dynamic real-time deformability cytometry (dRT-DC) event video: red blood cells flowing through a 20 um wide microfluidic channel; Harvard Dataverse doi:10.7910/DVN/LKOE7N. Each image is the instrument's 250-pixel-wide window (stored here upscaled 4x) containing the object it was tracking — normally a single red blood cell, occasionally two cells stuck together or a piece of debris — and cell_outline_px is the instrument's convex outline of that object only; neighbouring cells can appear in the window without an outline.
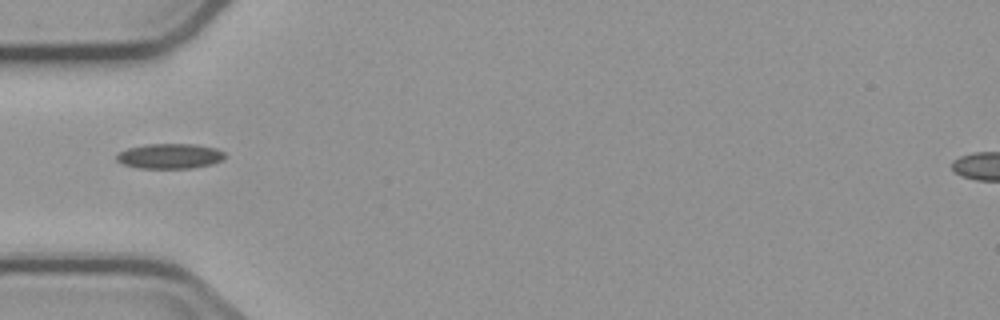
{"species": "common noctule bat (a hibernating species)", "species_latin": "Nyctalus noctula", "temperature_condition": "cold", "stored_images_in_passage": 6, "camera_frame_rate_fps": 3000, "um_per_image_px": 0.085, "animal": {"sex": "male", "body_mass_g": 23.1, "forearm_length_mm": 52.7}, "frame": {"image": 1, "passage_image": 6, "time_ms": 5.667, "image_size_px": [1000, 320], "cell_outline_px": [[224, 160], [212, 164], [192, 168], [140, 168], [120, 164], [116, 160], [116, 156], [120, 152], [128, 148], [148, 144], [196, 144], [216, 148], [224, 152]], "centroid_in_image_um": [14.44, 13.27], "position_along_channel_um": 70.6, "area_um2": 15.9}}